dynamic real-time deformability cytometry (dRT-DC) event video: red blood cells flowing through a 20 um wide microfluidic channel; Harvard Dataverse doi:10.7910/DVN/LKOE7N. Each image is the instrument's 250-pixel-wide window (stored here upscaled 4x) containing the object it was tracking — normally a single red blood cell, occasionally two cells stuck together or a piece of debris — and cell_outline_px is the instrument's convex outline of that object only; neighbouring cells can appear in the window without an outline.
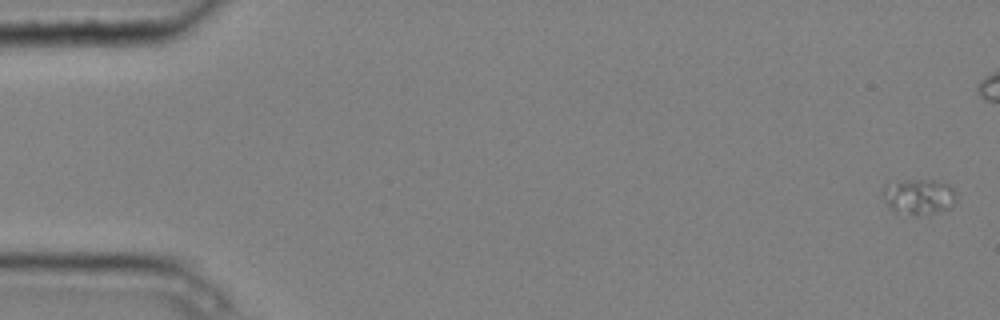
{"species": "common noctule bat (a hibernating species)", "species_latin": "Nyctalus noctula", "temperature_condition": "cold", "stored_images_in_passage": 9, "camera_frame_rate_fps": 3000, "um_per_image_px": 0.085, "animal": {"sex": "male", "body_mass_g": 20.4}, "frame": {"image": 1, "passage_image": 1, "time_ms": 0.0, "image_size_px": [1000, 320], "cell_outline_px": [[956, 192], [952, 208], [916, 216], [896, 212], [884, 200], [880, 192], [884, 184], [900, 180], [932, 180], [948, 184]], "centroid_in_image_um": [78.05, 16.7], "position_along_channel_um": 6.9, "area_um2": 15.37}}